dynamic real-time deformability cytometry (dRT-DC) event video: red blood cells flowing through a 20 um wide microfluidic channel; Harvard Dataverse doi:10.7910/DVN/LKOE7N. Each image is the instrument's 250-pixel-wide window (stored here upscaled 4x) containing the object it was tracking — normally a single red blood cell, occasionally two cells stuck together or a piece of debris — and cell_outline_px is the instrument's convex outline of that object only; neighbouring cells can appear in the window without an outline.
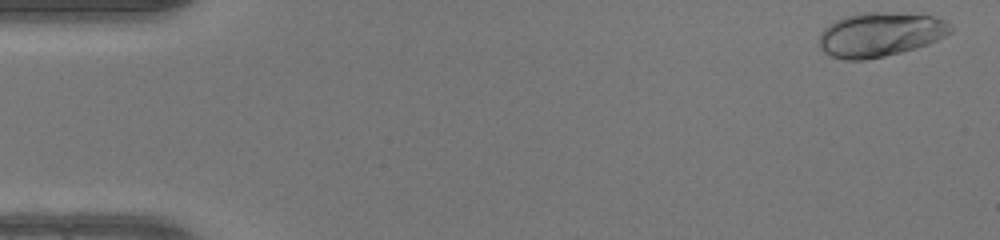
{"species": "human", "species_latin": "Homo sapiens", "temperature_condition": "warm", "stored_images_in_passage": 49, "camera_frame_rate_fps": 3000, "um_per_image_px": 0.085, "donor": {"sex": "female"}, "frame": {"image": 1, "passage_image": 1, "time_ms": 0.0, "image_size_px": [1000, 240], "cell_outline_px": [[952, 32], [928, 44], [916, 48], [884, 56], [864, 60], [844, 60], [832, 56], [824, 52], [820, 48], [820, 32], [828, 24], [844, 16], [856, 12], [880, 12], [932, 16], [944, 20], [952, 28]], "centroid_in_image_um": [74.77, 2.93], "position_along_channel_um": 10.2, "area_um2": 33.81}}
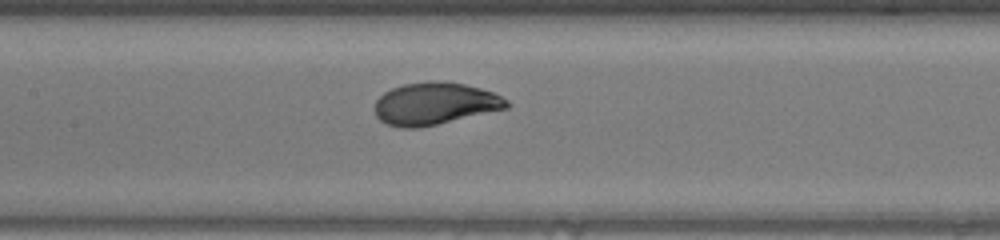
{"frame": {"image": 2, "passage_image": 23, "time_ms": 7.333, "image_size_px": [1000, 240], "cell_outline_px": [[512, 104], [508, 108], [436, 124], [416, 128], [400, 128], [388, 124], [380, 120], [376, 116], [372, 108], [376, 100], [384, 92], [392, 88], [404, 84], [428, 80], [436, 80], [464, 84], [480, 88], [492, 92], [508, 100]], "centroid_in_image_um": [36.93, 8.8], "position_along_channel_um": 170.5, "area_um2": 32.6}}
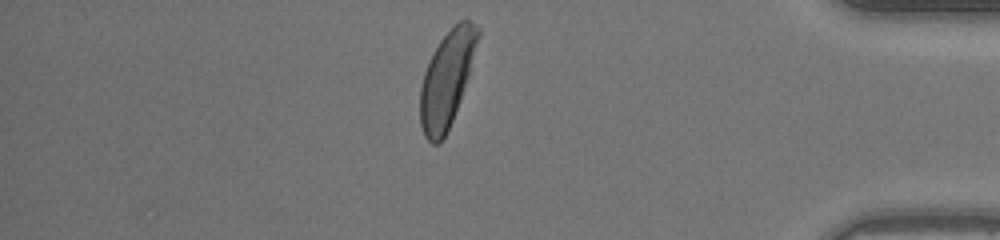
{"frame": {"image": 3, "passage_image": 42, "time_ms": 13.667, "image_size_px": [1000, 240], "cell_outline_px": [[480, 36], [460, 100], [452, 120], [444, 136], [436, 144], [432, 144], [424, 136], [420, 124], [420, 88], [424, 72], [440, 40], [460, 20], [472, 20], [480, 28]], "centroid_in_image_um": [37.98, 6.7], "position_along_channel_um": 397.2, "area_um2": 31.44}, "authors_computed_cell_mechanics": {"area_um2": 32.368, "velocity_mm_per_s": 4.1473, "shape_relaxation_time_tau1_ms": 2.8305, "shape_relaxation_time_tau2_ms": null, "deformation_change_tau1": 0.1796, "deformation_change_tau2": null}}